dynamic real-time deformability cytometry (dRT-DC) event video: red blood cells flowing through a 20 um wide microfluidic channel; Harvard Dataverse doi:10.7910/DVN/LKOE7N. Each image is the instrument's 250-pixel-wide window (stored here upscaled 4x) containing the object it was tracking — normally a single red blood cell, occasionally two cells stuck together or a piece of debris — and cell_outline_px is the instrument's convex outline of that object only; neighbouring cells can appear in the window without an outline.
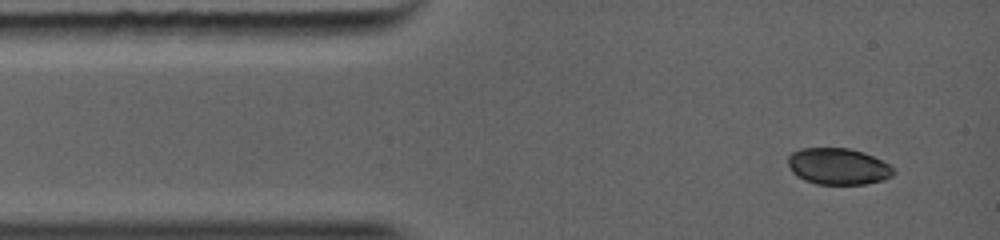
{"species": "common noctule bat (a hibernating species)", "species_latin": "Nyctalus noctula", "temperature_condition": "warm", "stored_images_in_passage": 19, "camera_frame_rate_fps": 5000, "um_per_image_px": 0.085, "animal": {"sex": "female", "body_mass_g": 19.0, "forearm_length_mm": 56.7}, "frame": {"image": 1, "passage_image": 1, "time_ms": 0.0, "image_size_px": [1000, 240], "cell_outline_px": [[896, 172], [892, 176], [884, 180], [864, 184], [816, 184], [804, 180], [796, 176], [792, 172], [788, 164], [788, 156], [792, 152], [800, 148], [848, 148], [864, 152], [896, 168]], "centroid_in_image_um": [71.24, 14.14], "position_along_channel_um": 13.8, "area_um2": 22.6}}
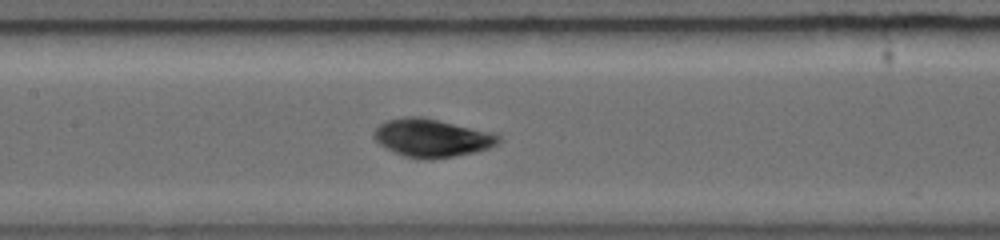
{"frame": {"image": 2, "passage_image": 11, "time_ms": 4.2, "image_size_px": [1000, 240], "cell_outline_px": [[496, 144], [488, 148], [472, 152], [452, 156], [424, 160], [404, 156], [388, 148], [376, 136], [380, 128], [384, 124], [392, 120], [432, 120], [496, 136]], "centroid_in_image_um": [36.71, 11.82], "position_along_channel_um": 170.7, "area_um2": 24.33}}
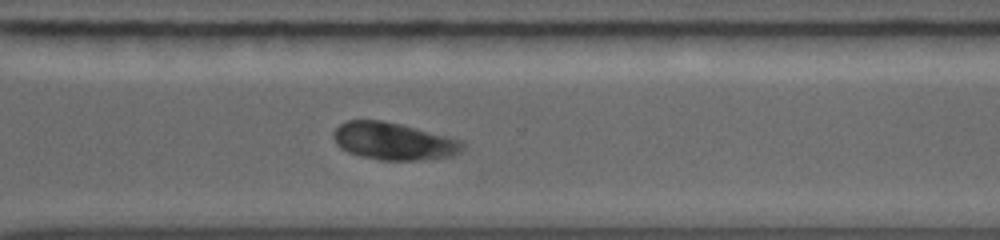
{"frame": {"image": 3, "passage_image": 19, "time_ms": 7.6, "image_size_px": [1000, 240], "cell_outline_px": [[460, 152], [452, 156], [412, 160], [380, 160], [360, 156], [348, 152], [336, 140], [336, 132], [340, 124], [348, 120], [376, 120], [396, 124], [448, 140], [456, 144], [460, 148]], "centroid_in_image_um": [33.28, 12.03], "position_along_channel_um": 337.3, "area_um2": 25.72}}